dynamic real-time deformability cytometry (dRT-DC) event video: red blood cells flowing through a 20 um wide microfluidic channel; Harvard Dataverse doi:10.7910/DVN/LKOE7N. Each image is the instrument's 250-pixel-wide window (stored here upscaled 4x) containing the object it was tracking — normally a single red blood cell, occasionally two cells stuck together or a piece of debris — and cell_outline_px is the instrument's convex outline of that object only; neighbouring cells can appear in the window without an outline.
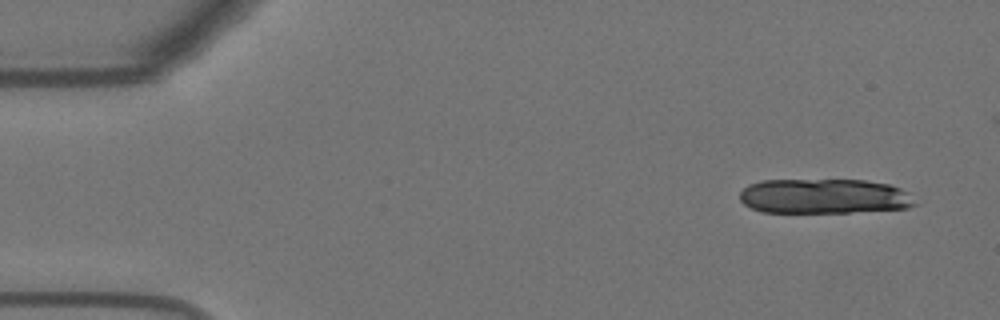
{"species": "Egyptian fruit bat (a non-hibernating species)", "species_latin": "Rousettus aegyptiacus", "temperature_condition": "warm", "stored_images_in_passage": 10, "camera_frame_rate_fps": 3000, "um_per_image_px": 0.085, "animal": {"sex": "female"}, "frame": {"image": 1, "passage_image": 2, "time_ms": 0.333, "image_size_px": [1000, 320], "cell_outline_px": [[916, 204], [908, 208], [848, 212], [760, 212], [744, 204], [740, 200], [740, 192], [748, 184], [760, 180], [864, 180], [888, 184], [900, 188], [908, 192]], "centroid_in_image_um": [70.02, 16.68], "position_along_channel_um": 15.0, "area_um2": 35.6}}